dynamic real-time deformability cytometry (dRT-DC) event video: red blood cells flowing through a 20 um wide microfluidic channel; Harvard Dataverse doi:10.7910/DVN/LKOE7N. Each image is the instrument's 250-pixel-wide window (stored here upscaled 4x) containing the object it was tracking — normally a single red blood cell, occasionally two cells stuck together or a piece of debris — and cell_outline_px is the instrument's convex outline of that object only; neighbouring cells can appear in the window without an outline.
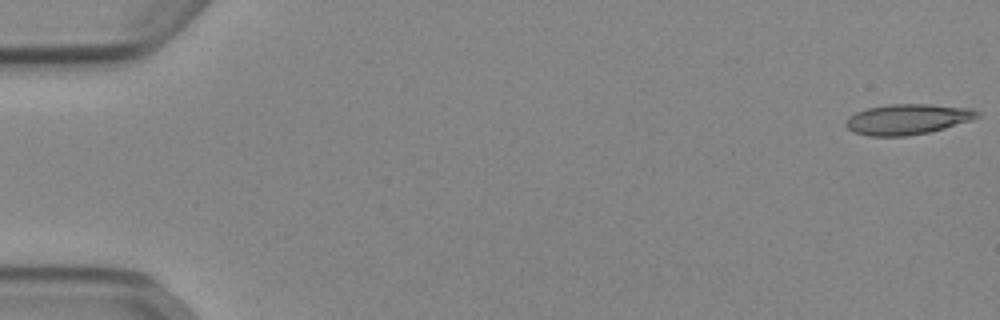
{"species": "Egyptian fruit bat (a non-hibernating species)", "species_latin": "Rousettus aegyptiacus", "temperature_condition": "cold", "stored_images_in_passage": 52, "camera_frame_rate_fps": 3000, "um_per_image_px": 0.085, "animal": {"sex": "female"}, "frame": {"image": 1, "passage_image": 1, "time_ms": 0.0, "image_size_px": [1000, 320], "cell_outline_px": [[980, 116], [972, 120], [944, 128], [928, 132], [904, 136], [868, 136], [852, 132], [844, 124], [848, 116], [856, 112], [868, 108], [888, 104], [928, 104], [972, 108], [980, 112]], "centroid_in_image_um": [77.13, 10.13], "position_along_channel_um": 7.9, "area_um2": 23.41}}
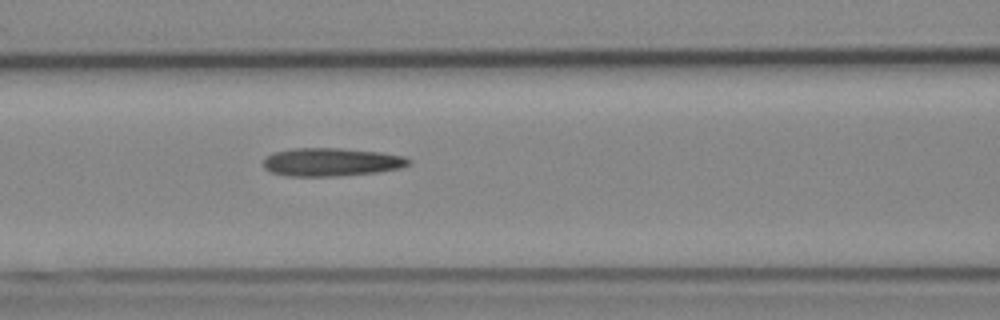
{"frame": {"image": 2, "passage_image": 23, "time_ms": 7.333, "image_size_px": [1000, 320], "cell_outline_px": [[412, 164], [400, 168], [376, 172], [340, 176], [284, 176], [272, 172], [264, 168], [264, 156], [272, 152], [292, 148], [340, 148], [380, 152], [404, 156], [412, 160]], "centroid_in_image_um": [28.15, 13.77], "position_along_channel_um": 138.4, "area_um2": 24.16}}
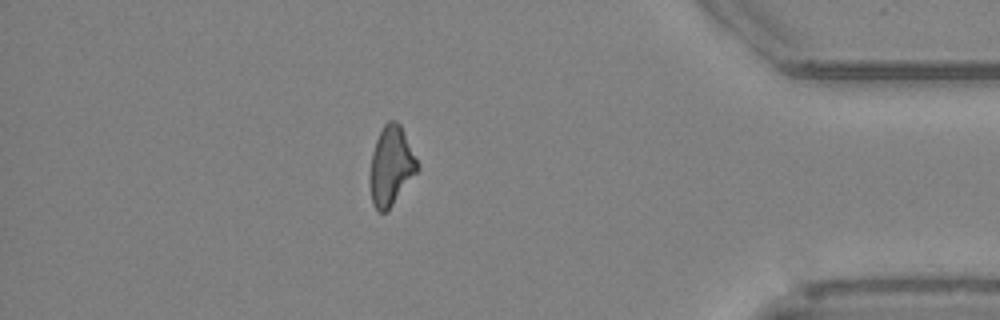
{"frame": {"image": 3, "passage_image": 46, "time_ms": 15.0, "image_size_px": [1000, 320], "cell_outline_px": [[420, 168], [388, 212], [380, 212], [372, 204], [368, 176], [372, 152], [376, 140], [384, 124], [388, 120], [396, 120], [400, 124]], "centroid_in_image_um": [33.21, 14.14], "position_along_channel_um": 402.0, "area_um2": 22.02}, "authors_computed_cell_mechanics": {"area_um2": 23.12, "velocity_mm_per_s": 3.8876, "shape_relaxation_time_tau1_ms": null, "shape_relaxation_time_tau2_ms": 4.8489, "deformation_change_tau1": null, "deformation_change_tau2": 0.1785}}